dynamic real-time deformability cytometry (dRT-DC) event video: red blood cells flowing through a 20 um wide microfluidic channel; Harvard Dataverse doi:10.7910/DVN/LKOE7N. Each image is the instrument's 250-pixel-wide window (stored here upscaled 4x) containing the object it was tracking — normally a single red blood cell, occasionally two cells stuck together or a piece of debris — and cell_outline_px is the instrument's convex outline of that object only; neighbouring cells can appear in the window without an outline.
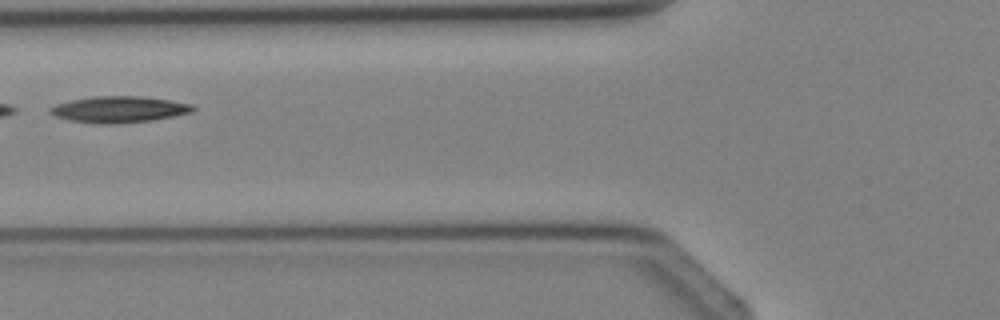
{"species": "Egyptian fruit bat (a non-hibernating species)", "species_latin": "Rousettus aegyptiacus", "temperature_condition": "cold", "stored_images_in_passage": 4, "camera_frame_rate_fps": 3000, "um_per_image_px": 0.085, "animal": {"sex": "female"}, "frame": {"image": 1, "passage_image": 4, "time_ms": 3.667, "image_size_px": [1000, 320], "cell_outline_px": [[196, 108], [192, 112], [152, 120], [112, 124], [108, 124], [68, 120], [56, 116], [48, 112], [48, 108], [56, 104], [72, 100], [92, 96], [140, 96], [168, 100], [192, 104]], "centroid_in_image_um": [10.1, 9.29], "position_along_channel_um": 115.7, "area_um2": 21.68}}